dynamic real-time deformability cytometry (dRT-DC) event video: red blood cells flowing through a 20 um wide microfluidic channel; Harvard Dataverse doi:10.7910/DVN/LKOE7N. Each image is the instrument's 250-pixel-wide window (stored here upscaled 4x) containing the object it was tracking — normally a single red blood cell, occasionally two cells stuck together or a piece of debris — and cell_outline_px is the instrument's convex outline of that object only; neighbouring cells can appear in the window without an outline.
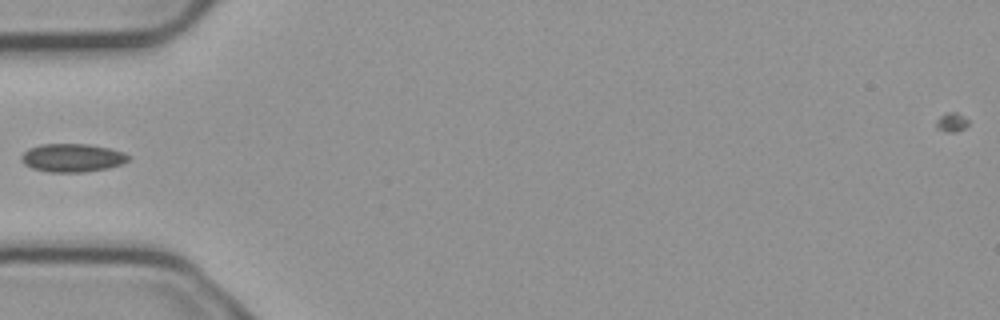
{"species": "common noctule bat (a hibernating species)", "species_latin": "Nyctalus noctula", "temperature_condition": "cold", "stored_images_in_passage": 5, "camera_frame_rate_fps": 3000, "um_per_image_px": 0.085, "animal": {"sex": "male", "body_mass_g": 23.1, "forearm_length_mm": 52.7}, "frame": {"image": 1, "passage_image": 5, "time_ms": 1.333, "image_size_px": [1000, 320], "cell_outline_px": [[132, 156], [128, 160], [120, 164], [108, 168], [84, 172], [48, 172], [32, 168], [24, 164], [20, 160], [20, 156], [28, 148], [40, 144], [88, 144], [108, 148], [124, 152]], "centroid_in_image_um": [6.12, 13.41], "position_along_channel_um": 78.9, "area_um2": 17.74}}